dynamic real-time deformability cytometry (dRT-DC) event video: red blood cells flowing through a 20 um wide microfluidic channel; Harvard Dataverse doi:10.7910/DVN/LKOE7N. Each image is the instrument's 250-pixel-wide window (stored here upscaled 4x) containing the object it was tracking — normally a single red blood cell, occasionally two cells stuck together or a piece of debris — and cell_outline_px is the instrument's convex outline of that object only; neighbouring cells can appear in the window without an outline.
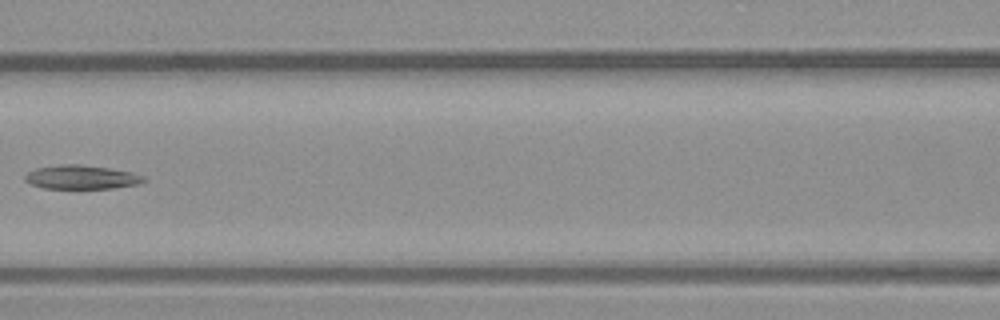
{"species": "common noctule bat (a hibernating species)", "species_latin": "Nyctalus noctula", "temperature_condition": "warm", "stored_images_in_passage": 6, "camera_frame_rate_fps": 3000, "um_per_image_px": 0.085, "animal": {"sex": "male", "body_mass_g": 23.1, "forearm_length_mm": 52.7}, "frame": {"image": 1, "passage_image": 6, "time_ms": 1.667, "image_size_px": [1000, 320], "cell_outline_px": [[144, 180], [140, 184], [112, 188], [44, 188], [32, 184], [24, 180], [24, 176], [28, 172], [36, 168], [60, 164], [80, 164], [108, 168], [132, 172], [144, 176]], "centroid_in_image_um": [6.91, 15.05], "position_along_channel_um": 159.7, "area_um2": 16.42}}